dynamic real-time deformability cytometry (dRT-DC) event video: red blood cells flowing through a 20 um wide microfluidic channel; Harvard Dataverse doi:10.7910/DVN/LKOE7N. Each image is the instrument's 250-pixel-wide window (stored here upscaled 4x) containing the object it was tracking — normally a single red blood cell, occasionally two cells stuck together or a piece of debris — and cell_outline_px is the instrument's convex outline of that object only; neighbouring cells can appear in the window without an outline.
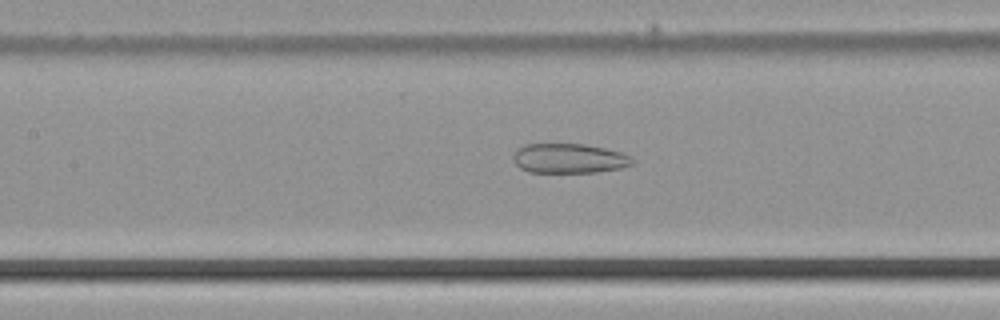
{"species": "common noctule bat (a hibernating species)", "species_latin": "Nyctalus noctula", "temperature_condition": "cold", "stored_images_in_passage": 41, "camera_frame_rate_fps": 3000, "um_per_image_px": 0.085, "animal": {"sex": "male", "body_mass_g": 21.5, "forearm_length_mm": 52.0}, "frame": {"image": 1, "passage_image": 14, "time_ms": 4.333, "image_size_px": [1000, 320], "cell_outline_px": [[632, 164], [620, 168], [596, 172], [528, 172], [520, 168], [512, 160], [512, 156], [516, 148], [524, 144], [584, 144], [604, 148], [620, 152], [632, 156]], "centroid_in_image_um": [48.32, 13.46], "position_along_channel_um": 159.1, "area_um2": 20.63}}
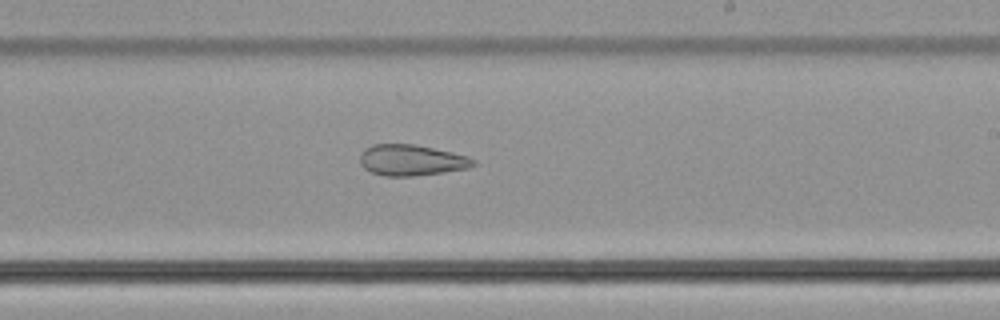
{"frame": {"image": 2, "passage_image": 21, "time_ms": 6.667, "image_size_px": [1000, 320], "cell_outline_px": [[476, 164], [468, 168], [444, 172], [412, 176], [384, 176], [372, 172], [364, 168], [360, 160], [360, 156], [364, 148], [372, 144], [416, 144], [452, 152], [468, 156], [476, 160]], "centroid_in_image_um": [34.98, 13.61], "position_along_channel_um": 254.0, "area_um2": 20.52}}
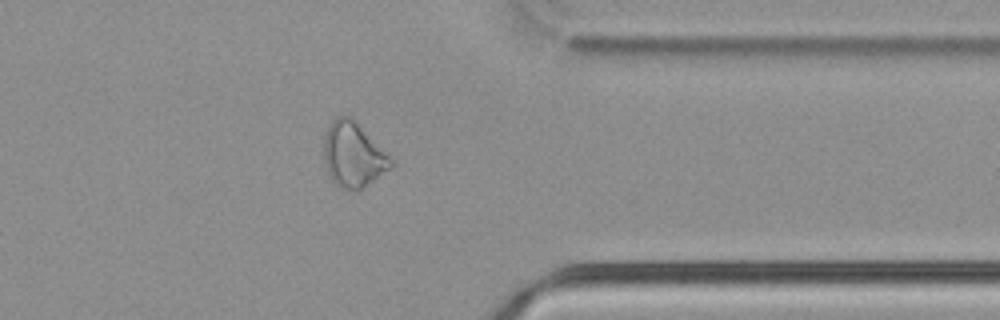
{"frame": {"image": 3, "passage_image": 31, "time_ms": 10.0, "image_size_px": [1000, 320], "cell_outline_px": [[396, 164], [360, 188], [340, 188], [332, 180], [328, 172], [324, 160], [324, 136], [332, 120], [336, 116], [352, 116], [396, 160]], "centroid_in_image_um": [30.06, 13.09], "position_along_channel_um": 381.3, "area_um2": 25.37}}